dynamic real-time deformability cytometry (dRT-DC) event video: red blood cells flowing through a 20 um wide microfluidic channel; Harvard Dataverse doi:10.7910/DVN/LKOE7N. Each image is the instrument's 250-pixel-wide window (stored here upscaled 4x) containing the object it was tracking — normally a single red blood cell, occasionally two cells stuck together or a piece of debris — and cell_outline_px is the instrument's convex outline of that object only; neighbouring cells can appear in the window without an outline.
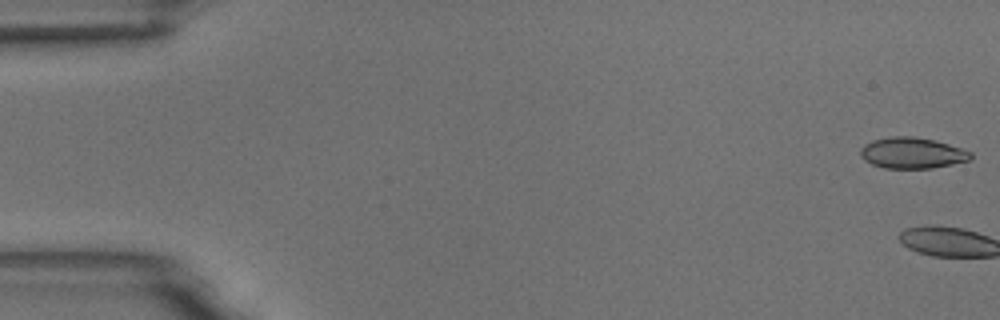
{"species": "common noctule bat (a hibernating species)", "species_latin": "Nyctalus noctula", "temperature_condition": "room temperature", "stored_images_in_passage": 3, "camera_frame_rate_fps": 3000, "um_per_image_px": 0.085, "animal": {"sex": "male", "body_mass_g": 18.8}, "frame": {"image": 1, "passage_image": 1, "time_ms": 0.0, "image_size_px": [1000, 320], "cell_outline_px": [[972, 160], [932, 168], [884, 168], [872, 164], [864, 160], [860, 156], [860, 148], [864, 144], [872, 140], [892, 136], [912, 136], [936, 140], [972, 152]], "centroid_in_image_um": [77.52, 13.0], "position_along_channel_um": 7.5, "area_um2": 20.06}}